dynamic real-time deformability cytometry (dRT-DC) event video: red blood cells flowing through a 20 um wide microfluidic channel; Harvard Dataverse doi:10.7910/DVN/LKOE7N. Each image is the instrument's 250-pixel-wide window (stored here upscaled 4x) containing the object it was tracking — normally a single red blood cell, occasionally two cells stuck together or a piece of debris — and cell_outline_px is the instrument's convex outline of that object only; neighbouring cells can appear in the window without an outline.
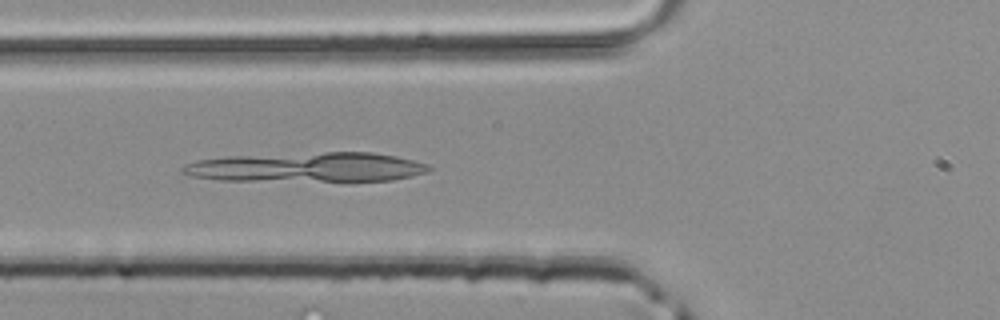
{"species": "common noctule bat (a hibernating species)", "species_latin": "Nyctalus noctula", "temperature_condition": "room temperature", "stored_images_in_passage": 4, "camera_frame_rate_fps": 3000, "um_per_image_px": 0.085, "animal": {"sex": "male", "body_mass_g": 20.4}, "frame": {"image": 1, "passage_image": 4, "time_ms": 1.0, "image_size_px": [1000, 320], "cell_outline_px": [[432, 168], [428, 172], [412, 176], [392, 180], [220, 180], [192, 176], [180, 172], [180, 168], [184, 164], [196, 160], [224, 156], [324, 152], [372, 152], [396, 156], [428, 164]], "centroid_in_image_um": [26.05, 14.2], "position_along_channel_um": 99.7, "area_um2": 42.25}}